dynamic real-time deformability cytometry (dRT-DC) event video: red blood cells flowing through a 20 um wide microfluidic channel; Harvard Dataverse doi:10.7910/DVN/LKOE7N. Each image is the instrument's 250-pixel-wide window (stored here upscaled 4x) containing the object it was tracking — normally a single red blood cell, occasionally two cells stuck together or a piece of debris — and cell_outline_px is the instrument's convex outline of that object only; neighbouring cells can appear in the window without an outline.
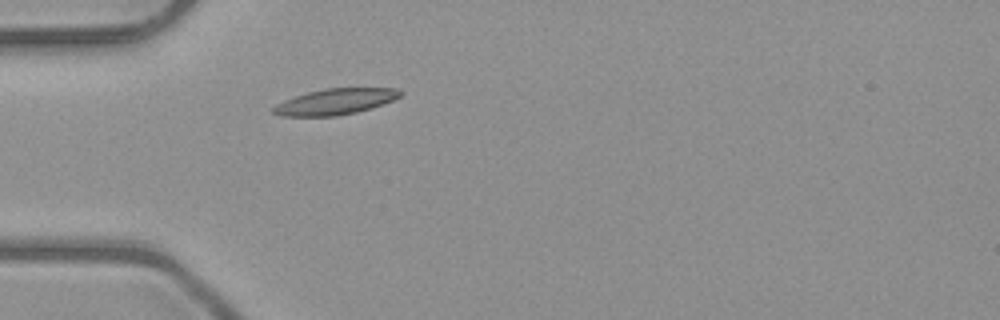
{"species": "common noctule bat (a hibernating species)", "species_latin": "Nyctalus noctula", "temperature_condition": "room temperature", "stored_images_in_passage": 7, "camera_frame_rate_fps": 3000, "um_per_image_px": 0.085, "animal": {"sex": "male", "body_mass_g": 23.1, "forearm_length_mm": 52.7}, "frame": {"image": 1, "passage_image": 1, "time_ms": 0.0, "image_size_px": [1000, 320], "cell_outline_px": [[404, 92], [400, 96], [392, 100], [356, 112], [336, 116], [280, 116], [272, 112], [272, 108], [276, 104], [284, 100], [308, 92], [324, 88], [396, 88]], "centroid_in_image_um": [28.46, 8.63], "position_along_channel_um": 56.5, "area_um2": 18.96}}
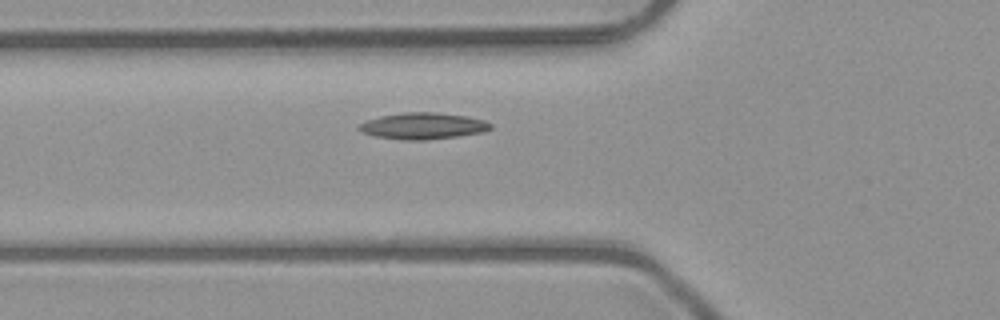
{"frame": {"image": 2, "passage_image": 4, "time_ms": 1.0, "image_size_px": [1000, 320], "cell_outline_px": [[492, 128], [484, 132], [456, 136], [424, 140], [400, 140], [376, 136], [360, 132], [356, 128], [364, 120], [380, 116], [404, 112], [436, 112], [468, 116], [484, 120], [492, 124]], "centroid_in_image_um": [35.93, 10.7], "position_along_channel_um": 89.9, "area_um2": 20.46}}